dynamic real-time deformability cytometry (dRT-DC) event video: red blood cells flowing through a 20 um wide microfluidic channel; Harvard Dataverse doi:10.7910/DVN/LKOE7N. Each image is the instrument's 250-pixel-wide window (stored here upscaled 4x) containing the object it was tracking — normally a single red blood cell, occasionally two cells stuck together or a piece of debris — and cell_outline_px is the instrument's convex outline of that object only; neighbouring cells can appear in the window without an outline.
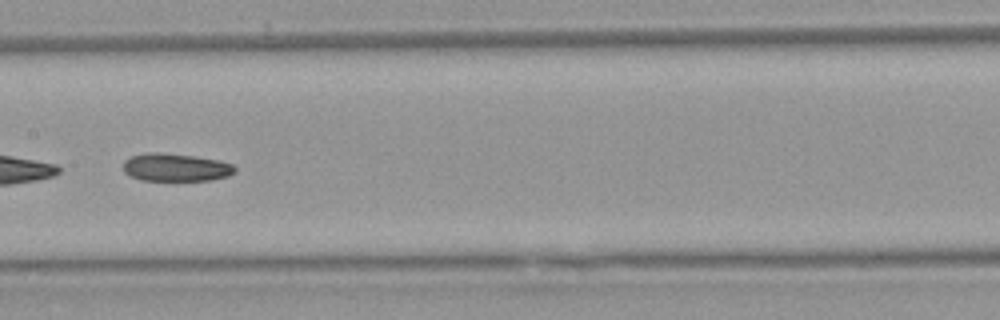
{"species": "Egyptian fruit bat (a non-hibernating species)", "species_latin": "Rousettus aegyptiacus", "temperature_condition": "warm", "stored_images_in_passage": 51, "camera_frame_rate_fps": 3000, "um_per_image_px": 0.085, "animal": {"sex": "female"}, "frame": {"image": 1, "passage_image": 26, "time_ms": 8.333, "image_size_px": [1000, 320], "cell_outline_px": [[232, 172], [224, 176], [204, 180], [144, 180], [132, 176], [124, 168], [124, 164], [132, 156], [188, 156], [212, 160], [232, 164]], "centroid_in_image_um": [14.95, 14.29], "position_along_channel_um": 192.5, "area_um2": 16.01}}
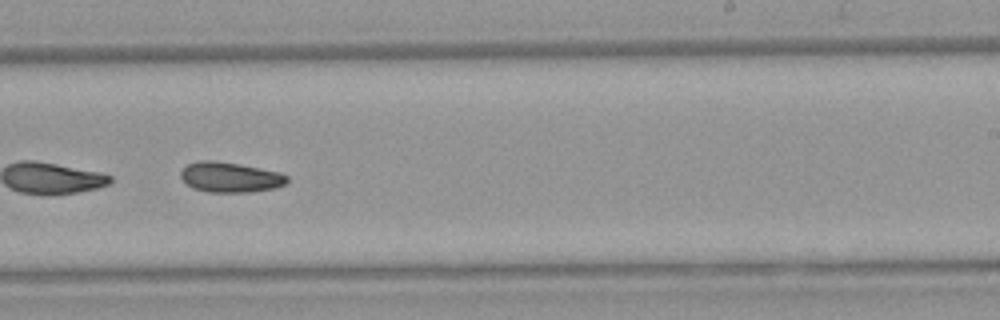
{"frame": {"image": 2, "passage_image": 32, "time_ms": 10.333, "image_size_px": [1000, 320], "cell_outline_px": [[288, 180], [284, 184], [272, 188], [236, 192], [216, 192], [196, 188], [188, 184], [180, 176], [184, 168], [188, 164], [236, 164], [276, 172], [288, 176]], "centroid_in_image_um": [19.62, 15.11], "position_along_channel_um": 269.4, "area_um2": 16.88}, "authors_computed_cell_mechanics": {"area_um2": 18.7272, "velocity_mm_per_s": 3.8667, "shape_relaxation_time_tau1_ms": 11.3622, "shape_relaxation_time_tau2_ms": null, "deformation_change_tau1": 0.15, "deformation_change_tau2": null}}